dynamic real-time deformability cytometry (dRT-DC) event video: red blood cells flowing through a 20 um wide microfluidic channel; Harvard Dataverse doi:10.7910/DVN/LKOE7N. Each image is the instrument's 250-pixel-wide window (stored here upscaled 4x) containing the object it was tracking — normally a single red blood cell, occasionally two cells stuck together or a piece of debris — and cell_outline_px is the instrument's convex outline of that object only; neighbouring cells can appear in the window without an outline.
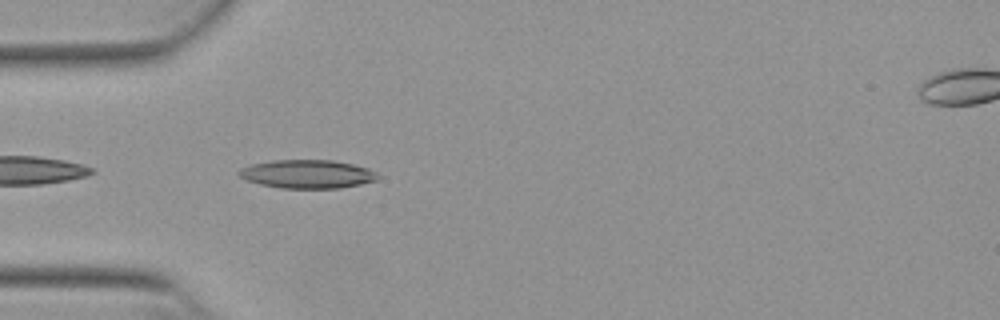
{"species": "Egyptian fruit bat (a non-hibernating species)", "species_latin": "Rousettus aegyptiacus", "temperature_condition": "warm", "stored_images_in_passage": 4, "camera_frame_rate_fps": 3000, "um_per_image_px": 0.085, "animal": {"sex": "female"}, "frame": {"image": 1, "passage_image": 2, "time_ms": 0.333, "image_size_px": [1000, 320], "cell_outline_px": [[380, 176], [376, 180], [360, 184], [340, 188], [280, 188], [260, 184], [248, 180], [240, 176], [236, 172], [240, 168], [252, 164], [272, 160], [332, 160], [352, 164], [368, 168], [376, 172]], "centroid_in_image_um": [26.12, 14.79], "position_along_channel_um": 58.9, "area_um2": 23.0}}